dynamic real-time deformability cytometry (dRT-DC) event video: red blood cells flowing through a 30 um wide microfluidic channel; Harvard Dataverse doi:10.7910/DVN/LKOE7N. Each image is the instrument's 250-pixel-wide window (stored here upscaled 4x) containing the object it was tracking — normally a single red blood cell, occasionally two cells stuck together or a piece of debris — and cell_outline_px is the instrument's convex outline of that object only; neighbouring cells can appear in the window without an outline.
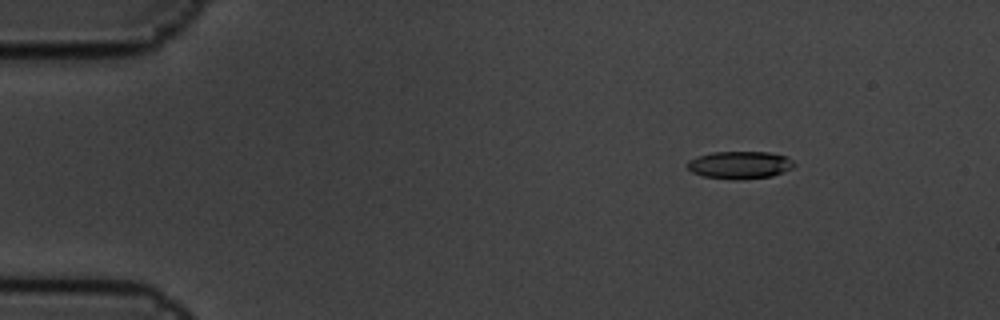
{"species": "common noctule bat (a hibernating species)", "species_latin": "Nyctalus noctula", "temperature_condition": "cold", "stored_images_in_passage": 5, "camera_frame_rate_fps": 3000, "um_per_image_px": 0.085, "animal": {"sex": "male", "body_mass_g": 19.5, "forearm_length_mm": 54.6}, "frame": {"image": 1, "passage_image": 3, "time_ms": 0.667, "image_size_px": [1000, 320], "cell_outline_px": [[796, 164], [792, 168], [784, 172], [772, 176], [740, 180], [732, 180], [704, 176], [692, 172], [688, 168], [688, 160], [696, 156], [712, 152], [768, 152], [788, 156]], "centroid_in_image_um": [62.9, 14.02], "position_along_channel_um": 22.1, "area_um2": 17.34}}
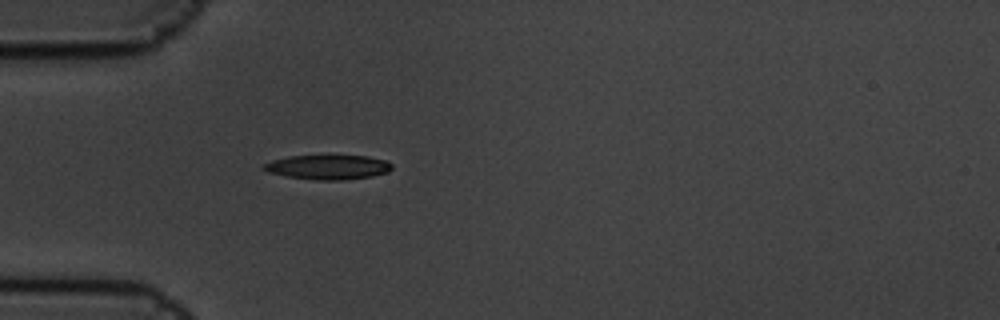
{"frame": {"image": 2, "passage_image": 5, "time_ms": 1.333, "image_size_px": [1000, 320], "cell_outline_px": [[392, 168], [388, 172], [372, 176], [344, 180], [316, 180], [284, 176], [268, 172], [260, 168], [264, 164], [272, 160], [288, 156], [368, 156], [384, 160], [392, 164]], "centroid_in_image_um": [27.85, 14.21], "position_along_channel_um": 57.1, "area_um2": 18.32}}